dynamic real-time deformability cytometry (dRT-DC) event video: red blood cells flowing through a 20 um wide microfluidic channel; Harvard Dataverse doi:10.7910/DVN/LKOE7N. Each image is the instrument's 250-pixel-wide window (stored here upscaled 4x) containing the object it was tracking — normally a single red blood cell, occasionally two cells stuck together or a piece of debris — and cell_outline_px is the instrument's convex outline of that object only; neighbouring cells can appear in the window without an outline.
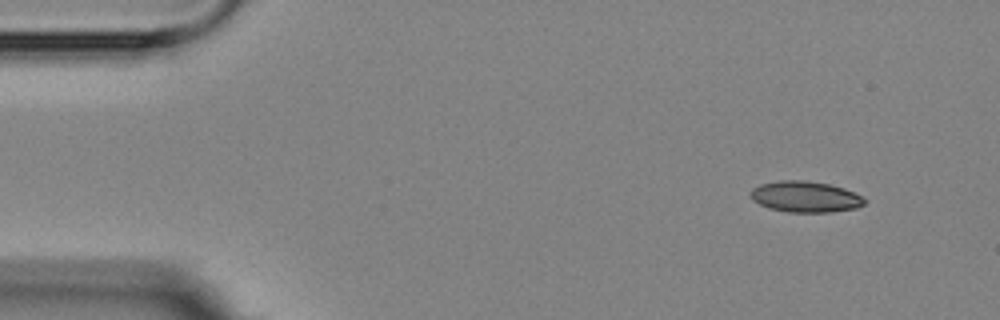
{"species": "Egyptian fruit bat (a non-hibernating species)", "species_latin": "Rousettus aegyptiacus", "temperature_condition": "room temperature", "stored_images_in_passage": 4, "camera_frame_rate_fps": 3000, "um_per_image_px": 0.085, "animal": {"sex": "female"}, "frame": {"image": 1, "passage_image": 1, "time_ms": 0.0, "image_size_px": [1000, 320], "cell_outline_px": [[868, 200], [864, 204], [856, 208], [832, 212], [788, 212], [768, 208], [752, 200], [748, 192], [752, 188], [760, 184], [776, 180], [808, 180], [828, 184], [844, 188]], "centroid_in_image_um": [68.41, 16.72], "position_along_channel_um": 16.6, "area_um2": 20.81}}
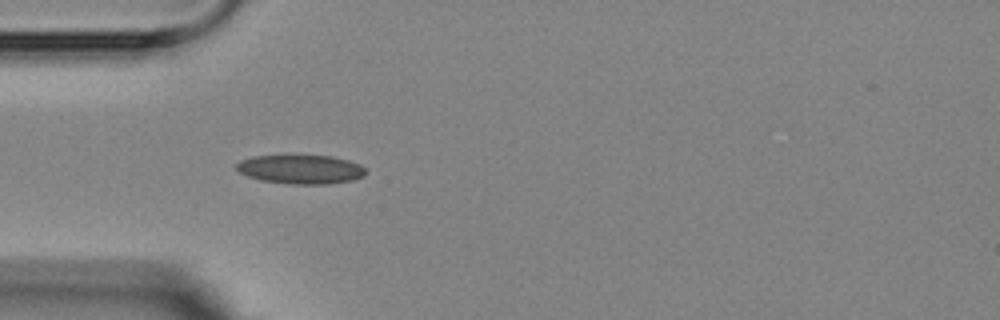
{"frame": {"image": 2, "passage_image": 4, "time_ms": 3.667, "image_size_px": [1000, 320], "cell_outline_px": [[368, 172], [364, 176], [352, 180], [328, 184], [292, 184], [260, 180], [248, 176], [240, 172], [236, 168], [236, 164], [240, 160], [252, 156], [332, 156], [348, 160], [360, 164]], "centroid_in_image_um": [25.58, 14.4], "position_along_channel_um": 59.4, "area_um2": 21.79}}